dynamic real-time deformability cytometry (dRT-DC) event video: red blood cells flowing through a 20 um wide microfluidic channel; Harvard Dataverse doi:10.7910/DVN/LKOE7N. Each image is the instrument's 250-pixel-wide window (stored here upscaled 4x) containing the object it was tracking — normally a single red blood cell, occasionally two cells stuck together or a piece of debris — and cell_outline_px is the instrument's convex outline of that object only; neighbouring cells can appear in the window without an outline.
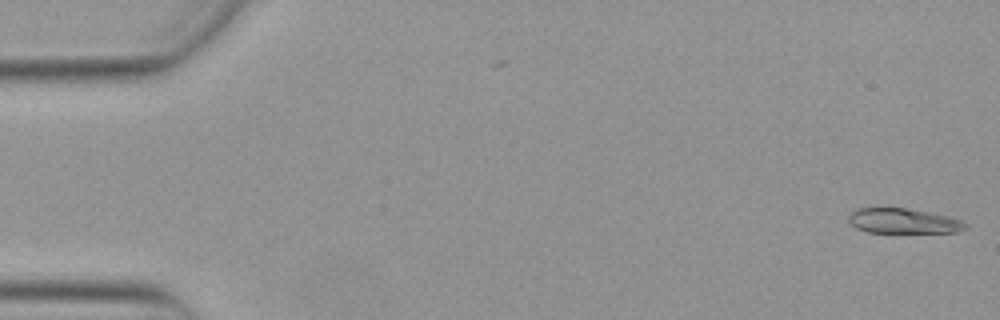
{"species": "Egyptian fruit bat (a non-hibernating species)", "species_latin": "Rousettus aegyptiacus", "temperature_condition": "warm", "stored_images_in_passage": 52, "camera_frame_rate_fps": 3000, "um_per_image_px": 0.085, "animal": {"sex": "female"}, "frame": {"image": 1, "passage_image": 1, "time_ms": 0.0, "image_size_px": [1000, 320], "cell_outline_px": [[968, 228], [960, 232], [868, 232], [856, 228], [848, 220], [848, 216], [856, 208], [876, 204], [888, 204], [948, 216], [960, 220], [968, 224]], "centroid_in_image_um": [76.71, 18.72], "position_along_channel_um": 8.3, "area_um2": 17.92}}
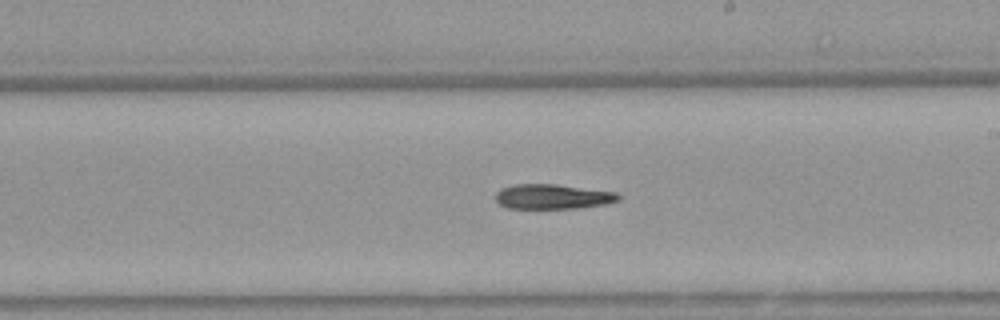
{"frame": {"image": 2, "passage_image": 30, "time_ms": 9.667, "image_size_px": [1000, 320], "cell_outline_px": [[620, 200], [604, 204], [576, 208], [508, 208], [500, 204], [496, 200], [496, 192], [500, 188], [516, 184], [556, 184], [616, 192], [620, 196]], "centroid_in_image_um": [46.97, 16.7], "position_along_channel_um": 242.0, "area_um2": 17.69}}
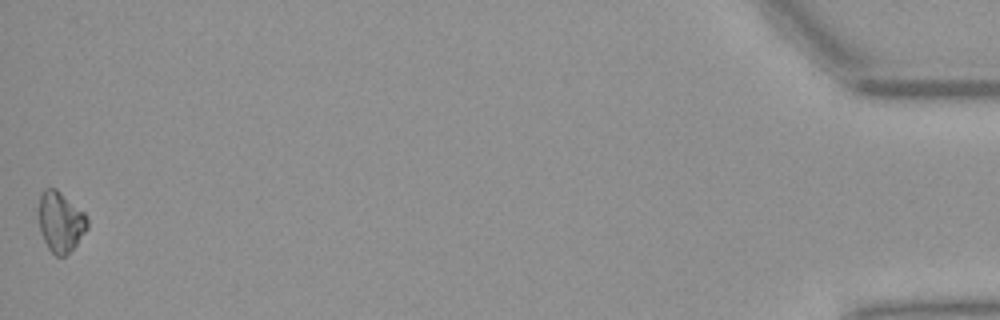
{"frame": {"image": 3, "passage_image": 52, "time_ms": 17.0, "image_size_px": [1000, 320], "cell_outline_px": [[88, 228], [76, 244], [64, 256], [56, 256], [48, 248], [40, 232], [36, 212], [40, 196], [44, 188], [56, 188], [84, 212], [88, 220]], "centroid_in_image_um": [5.1, 18.83], "position_along_channel_um": 430.1, "area_um2": 17.34}, "authors_computed_cell_mechanics": {"area_um2": 18.1781, "velocity_mm_per_s": 3.9057, "shape_relaxation_time_tau1_ms": 5.6104, "shape_relaxation_time_tau2_ms": null, "deformation_change_tau1": 0.1644, "deformation_change_tau2": null}}